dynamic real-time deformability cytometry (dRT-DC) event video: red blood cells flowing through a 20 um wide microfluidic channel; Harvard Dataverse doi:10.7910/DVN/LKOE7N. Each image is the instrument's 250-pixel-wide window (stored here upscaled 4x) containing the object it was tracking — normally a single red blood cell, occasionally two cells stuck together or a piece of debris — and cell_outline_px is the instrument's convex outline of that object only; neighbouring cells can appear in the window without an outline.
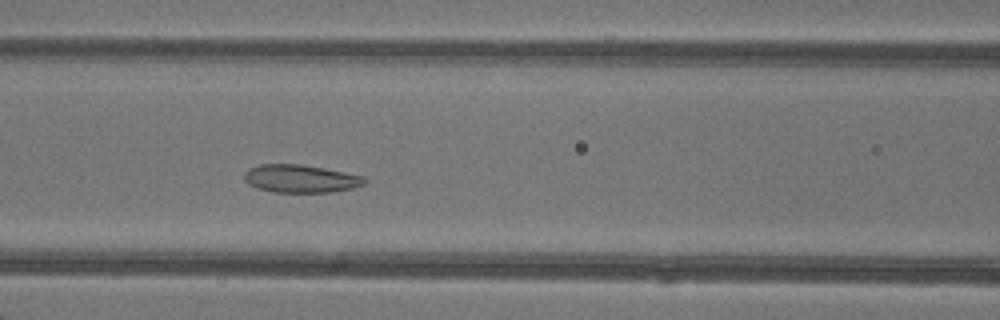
{"species": "common noctule bat (a hibernating species)", "species_latin": "Nyctalus noctula", "temperature_condition": "warm", "stored_images_in_passage": 43, "camera_frame_rate_fps": 3000, "um_per_image_px": 0.085, "animal": {"sex": "female"}, "frame": {"image": 1, "passage_image": 16, "time_ms": 5.0, "image_size_px": [1000, 320], "cell_outline_px": [[368, 180], [364, 184], [352, 188], [328, 192], [272, 192], [256, 188], [248, 184], [244, 180], [244, 172], [248, 168], [260, 164], [300, 164], [324, 168], [364, 176]], "centroid_in_image_um": [25.51, 15.18], "position_along_channel_um": 141.1, "area_um2": 19.65}}
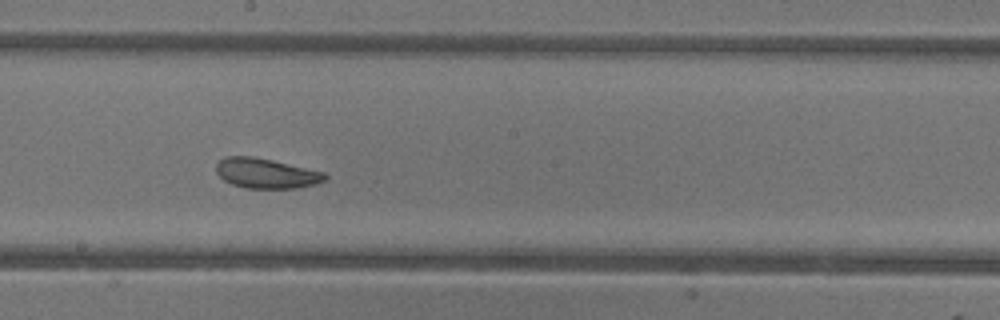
{"frame": {"image": 2, "passage_image": 22, "time_ms": 7.0, "image_size_px": [1000, 320], "cell_outline_px": [[328, 180], [316, 184], [296, 188], [244, 188], [232, 184], [224, 180], [216, 172], [216, 164], [224, 156], [252, 156], [272, 160], [324, 172], [328, 176]], "centroid_in_image_um": [22.63, 14.73], "position_along_channel_um": 225.6, "area_um2": 19.07}}
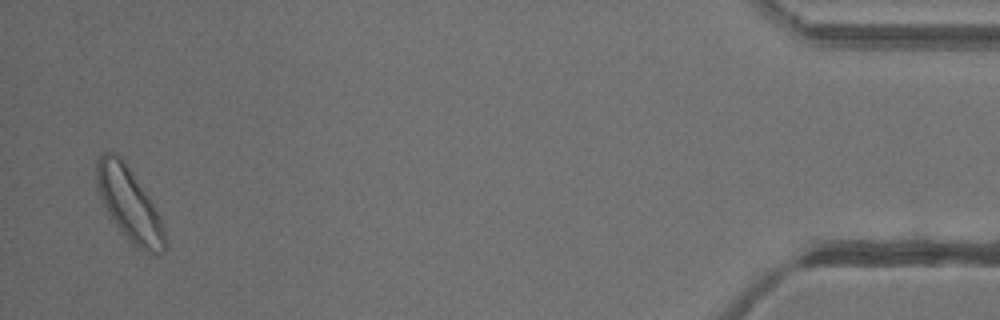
{"frame": {"image": 3, "passage_image": 42, "time_ms": 13.667, "image_size_px": [1000, 320], "cell_outline_px": [[164, 252], [144, 252], [136, 248], [120, 232], [108, 216], [96, 188], [96, 160], [100, 152], [112, 152], [120, 156], [124, 160], [148, 196], [160, 216], [164, 228]], "centroid_in_image_um": [10.92, 17.33], "position_along_channel_um": 424.3, "area_um2": 29.25}, "authors_computed_cell_mechanics": {"area_um2": 20.9814, "velocity_mm_per_s": 4.2357, "shape_relaxation_time_tau1_ms": 5.8001, "shape_relaxation_time_tau2_ms": 1.7005, "deformation_change_tau1": 0.1044, "deformation_change_tau2": 0.0541}}